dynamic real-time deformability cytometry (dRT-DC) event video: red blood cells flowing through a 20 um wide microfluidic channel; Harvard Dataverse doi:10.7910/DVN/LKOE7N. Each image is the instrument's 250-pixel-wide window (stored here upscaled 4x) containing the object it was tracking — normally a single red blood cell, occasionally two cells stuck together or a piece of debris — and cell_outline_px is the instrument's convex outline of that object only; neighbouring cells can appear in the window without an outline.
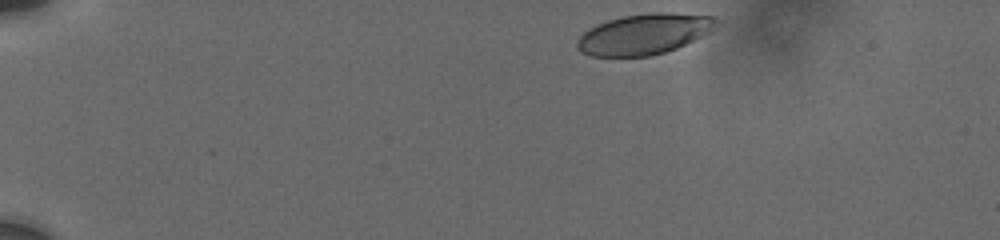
{"species": "human", "species_latin": "Homo sapiens", "temperature_condition": "cold", "stored_images_in_passage": 67, "camera_frame_rate_fps": 3000, "um_per_image_px": 0.085, "donor": {"sex": "male"}, "frame": {"image": 1, "passage_image": 1, "time_ms": 0.0, "image_size_px": [1000, 240], "cell_outline_px": [[716, 20], [712, 28], [708, 32], [676, 48], [652, 56], [592, 56], [580, 52], [576, 48], [576, 40], [588, 28], [596, 24], [608, 20], [624, 16], [648, 12], [668, 12], [712, 16]], "centroid_in_image_um": [54.66, 2.9], "position_along_channel_um": 30.3, "area_um2": 32.66}}
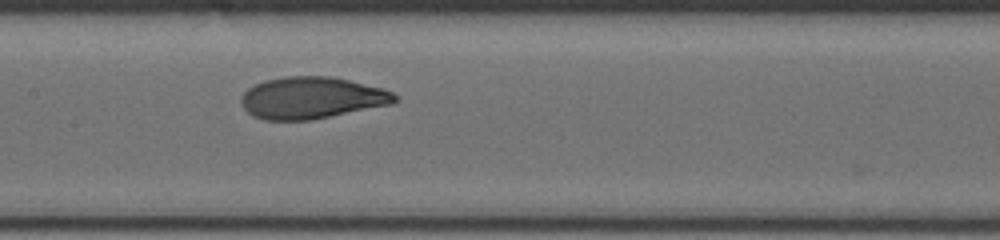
{"frame": {"image": 2, "passage_image": 38, "time_ms": 6.667, "image_size_px": [1000, 240], "cell_outline_px": [[396, 100], [392, 104], [308, 120], [264, 120], [252, 116], [244, 108], [240, 100], [240, 96], [248, 88], [264, 80], [284, 76], [332, 76], [384, 88], [392, 92], [396, 96]], "centroid_in_image_um": [26.46, 8.3], "position_along_channel_um": 180.9, "area_um2": 37.4}}
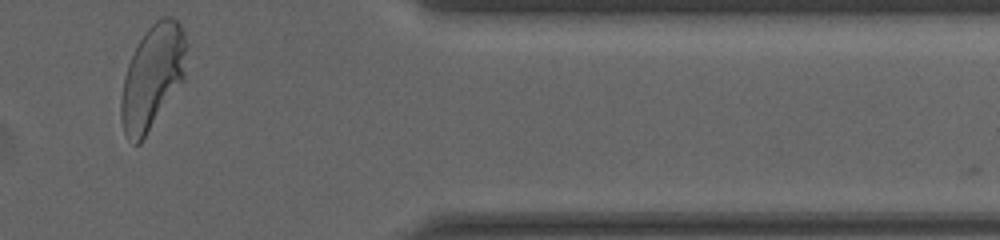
{"frame": {"image": 3, "passage_image": 67, "time_ms": 13.0, "image_size_px": [1000, 240], "cell_outline_px": [[188, 44], [184, 80], [140, 144], [132, 144], [128, 140], [124, 132], [120, 116], [120, 100], [124, 76], [128, 64], [140, 40], [148, 28], [156, 20], [164, 16], [172, 16], [180, 24], [184, 32]], "centroid_in_image_um": [12.97, 6.55], "position_along_channel_um": 398.4, "area_um2": 39.88}, "authors_computed_cell_mechanics": {"area_um2": 37.281, "velocity_mm_per_s": 3.7258, "shape_relaxation_time_tau1_ms": 3.1777, "shape_relaxation_time_tau2_ms": 0.8231, "deformation_change_tau1": 0.1562, "deformation_change_tau2": 0.0513}}